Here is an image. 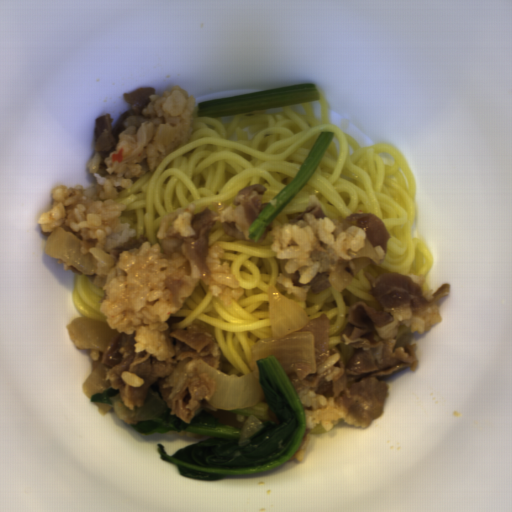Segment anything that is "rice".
<instances>
[{
    "mask_svg": "<svg viewBox=\"0 0 512 512\" xmlns=\"http://www.w3.org/2000/svg\"><path fill=\"white\" fill-rule=\"evenodd\" d=\"M375 251L379 257V259H384V256H385V251L384 249L379 245V246H375Z\"/></svg>",
    "mask_w": 512,
    "mask_h": 512,
    "instance_id": "5",
    "label": "rice"
},
{
    "mask_svg": "<svg viewBox=\"0 0 512 512\" xmlns=\"http://www.w3.org/2000/svg\"><path fill=\"white\" fill-rule=\"evenodd\" d=\"M148 98L151 101L142 112L149 120L119 134L115 149L103 161L108 174L98 173L101 157L94 153L89 165L95 177L93 184L53 188L52 207L36 223L44 233L63 228L81 240V253H91L97 262L94 283L105 294L99 305L105 323L117 333L135 332L134 352L154 354L160 362L175 353L163 332L169 328L166 321L203 278L196 265L190 274L186 272L183 255L173 253L167 258L161 242H143L116 259L114 249L137 234L129 223L121 222L127 207L118 197L188 142L196 101L180 85Z\"/></svg>",
    "mask_w": 512,
    "mask_h": 512,
    "instance_id": "1",
    "label": "rice"
},
{
    "mask_svg": "<svg viewBox=\"0 0 512 512\" xmlns=\"http://www.w3.org/2000/svg\"><path fill=\"white\" fill-rule=\"evenodd\" d=\"M335 222L326 217L316 218L306 213L297 222L276 226L271 230L273 238L270 244L271 252L276 253L277 260H287L284 269L293 275L299 271V284H307L314 279L321 265L310 259V253L315 250L319 241H323L335 249V253L343 260H352L347 251L357 252L365 247L367 233L361 227L352 226L337 235Z\"/></svg>",
    "mask_w": 512,
    "mask_h": 512,
    "instance_id": "2",
    "label": "rice"
},
{
    "mask_svg": "<svg viewBox=\"0 0 512 512\" xmlns=\"http://www.w3.org/2000/svg\"><path fill=\"white\" fill-rule=\"evenodd\" d=\"M120 375L123 382L130 387H140L144 383L143 379L130 371H122Z\"/></svg>",
    "mask_w": 512,
    "mask_h": 512,
    "instance_id": "4",
    "label": "rice"
},
{
    "mask_svg": "<svg viewBox=\"0 0 512 512\" xmlns=\"http://www.w3.org/2000/svg\"><path fill=\"white\" fill-rule=\"evenodd\" d=\"M297 395L302 405L307 429L322 424L324 429L332 431L345 415L333 396L319 395L309 388H301L297 391Z\"/></svg>",
    "mask_w": 512,
    "mask_h": 512,
    "instance_id": "3",
    "label": "rice"
}]
</instances>
